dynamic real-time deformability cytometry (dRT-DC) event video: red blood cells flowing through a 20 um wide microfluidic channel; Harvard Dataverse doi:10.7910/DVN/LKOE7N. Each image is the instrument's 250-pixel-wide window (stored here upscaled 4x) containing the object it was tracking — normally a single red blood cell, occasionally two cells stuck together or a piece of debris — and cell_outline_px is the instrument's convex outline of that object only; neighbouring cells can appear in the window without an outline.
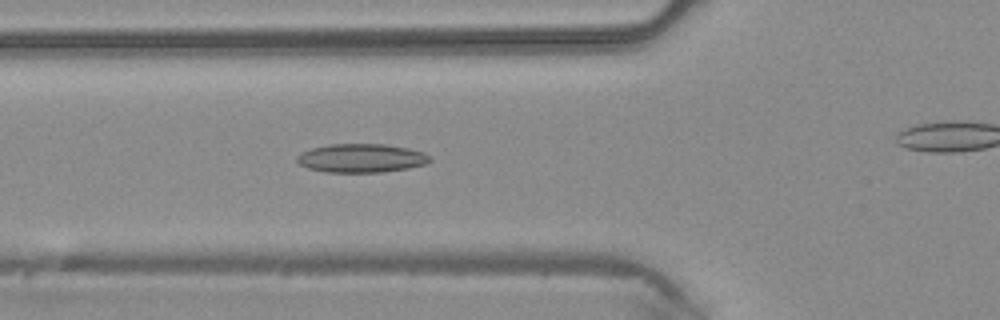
{"species": "common noctule bat (a hibernating species)", "species_latin": "Nyctalus noctula", "temperature_condition": "warm", "stored_images_in_passage": 38, "camera_frame_rate_fps": 3000, "um_per_image_px": 0.085, "animal": {"sex": "male", "body_mass_g": 20.4}, "frame": {"image": 1, "passage_image": 17, "time_ms": 5.333, "image_size_px": [1000, 320], "cell_outline_px": [[432, 160], [428, 164], [408, 168], [384, 172], [324, 172], [308, 168], [300, 164], [296, 160], [296, 156], [300, 152], [312, 148], [328, 144], [384, 144], [408, 148], [424, 152], [432, 156]], "centroid_in_image_um": [30.74, 13.44], "position_along_channel_um": 95.1, "area_um2": 22.48}}
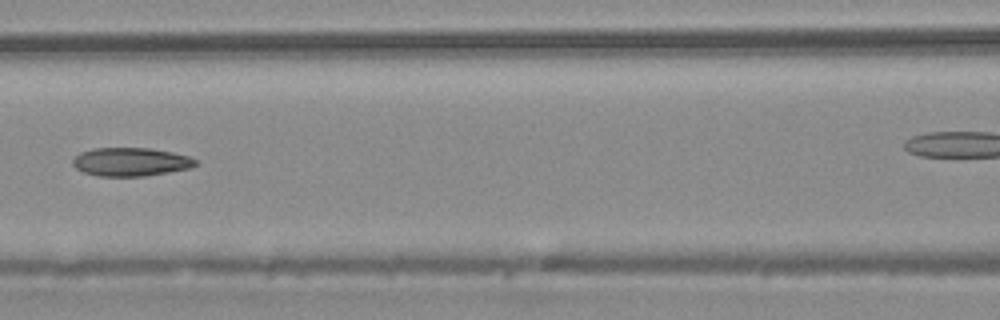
{"frame": {"image": 2, "passage_image": 21, "time_ms": 6.667, "image_size_px": [1000, 320], "cell_outline_px": [[196, 164], [188, 168], [168, 172], [144, 176], [96, 176], [84, 172], [76, 168], [72, 164], [72, 160], [80, 152], [96, 148], [152, 148], [172, 152], [188, 156], [196, 160]], "centroid_in_image_um": [11.08, 13.75], "position_along_channel_um": 155.5, "area_um2": 20.23}}
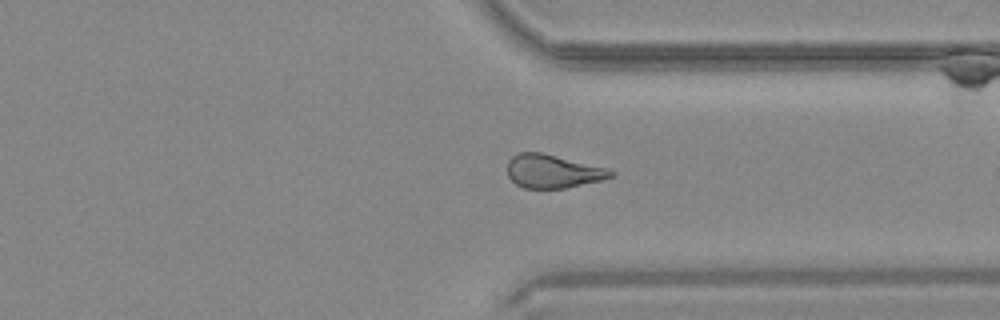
{"frame": {"image": 3, "passage_image": 35, "time_ms": 11.333, "image_size_px": [1000, 320], "cell_outline_px": [[616, 176], [604, 180], [564, 188], [524, 188], [516, 184], [508, 176], [508, 160], [516, 152], [540, 152], [608, 168], [616, 172]], "centroid_in_image_um": [47.02, 14.56], "position_along_channel_um": 364.4, "area_um2": 20.29}}